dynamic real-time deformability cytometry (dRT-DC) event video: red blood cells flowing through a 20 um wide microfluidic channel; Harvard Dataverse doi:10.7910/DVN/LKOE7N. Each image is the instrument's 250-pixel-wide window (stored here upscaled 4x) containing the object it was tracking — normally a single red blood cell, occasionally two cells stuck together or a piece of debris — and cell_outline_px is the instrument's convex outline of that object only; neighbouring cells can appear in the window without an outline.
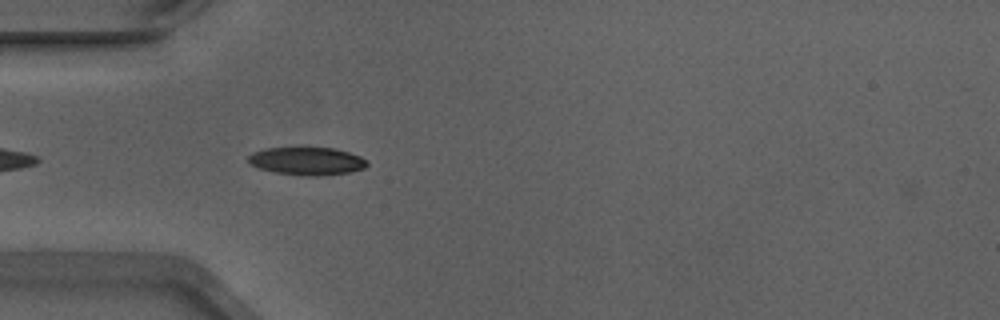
{"species": "Egyptian fruit bat (a non-hibernating species)", "species_latin": "Rousettus aegyptiacus", "temperature_condition": "warm", "stored_images_in_passage": 40, "camera_frame_rate_fps": 3000, "um_per_image_px": 0.085, "animal": {"sex": "male"}, "frame": {"image": 1, "passage_image": 3, "time_ms": 0.667, "image_size_px": [1000, 320], "cell_outline_px": [[368, 164], [364, 168], [348, 172], [320, 176], [304, 176], [276, 172], [260, 168], [248, 164], [248, 156], [252, 152], [268, 148], [336, 148], [360, 156], [368, 160]], "centroid_in_image_um": [26.09, 13.69], "position_along_channel_um": 58.9, "area_um2": 19.25}}
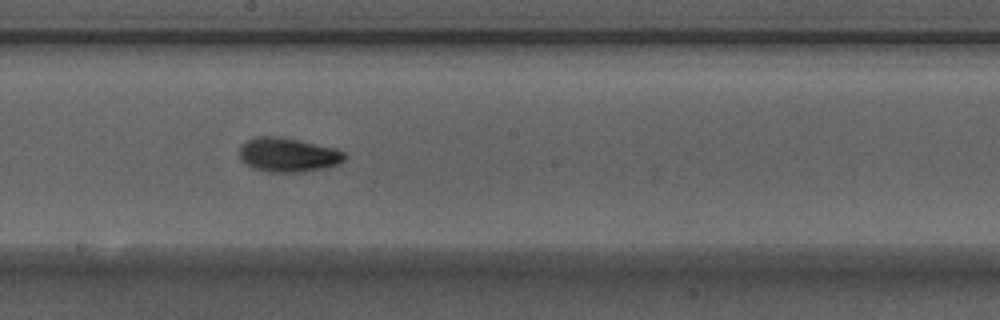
{"frame": {"image": 2, "passage_image": 16, "time_ms": 5.0, "image_size_px": [1000, 320], "cell_outline_px": [[344, 160], [336, 164], [324, 168], [296, 172], [268, 172], [252, 168], [244, 164], [240, 160], [240, 144], [248, 140], [260, 136], [280, 136], [336, 148], [344, 152]], "centroid_in_image_um": [24.43, 13.16], "position_along_channel_um": 223.8, "area_um2": 20.92}}
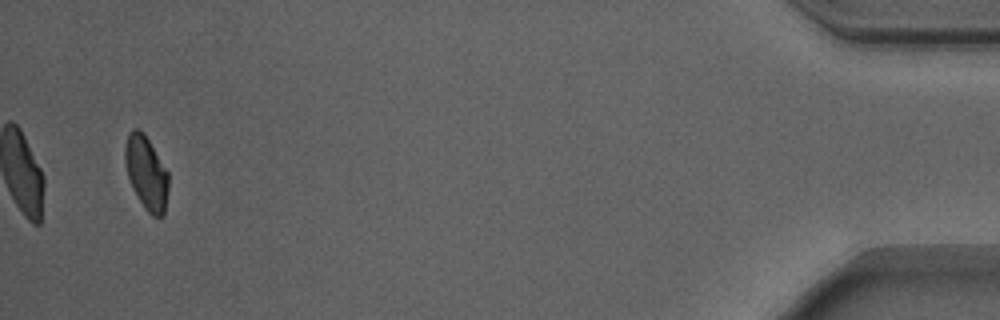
{"frame": {"image": 3, "passage_image": 38, "time_ms": 12.333, "image_size_px": [1000, 320], "cell_outline_px": [[168, 192], [164, 216], [152, 216], [144, 208], [128, 176], [124, 160], [124, 148], [128, 132], [132, 128], [140, 128], [144, 132], [168, 172]], "centroid_in_image_um": [12.44, 14.65], "position_along_channel_um": 422.8, "area_um2": 18.61}, "authors_computed_cell_mechanics": {"area_um2": 19.5364, "velocity_mm_per_s": 3.8765, "shape_relaxation_time_tau1_ms": 2.9749, "shape_relaxation_time_tau2_ms": 1.3265, "deformation_change_tau1": 0.1195, "deformation_change_tau2": 0.0522}}